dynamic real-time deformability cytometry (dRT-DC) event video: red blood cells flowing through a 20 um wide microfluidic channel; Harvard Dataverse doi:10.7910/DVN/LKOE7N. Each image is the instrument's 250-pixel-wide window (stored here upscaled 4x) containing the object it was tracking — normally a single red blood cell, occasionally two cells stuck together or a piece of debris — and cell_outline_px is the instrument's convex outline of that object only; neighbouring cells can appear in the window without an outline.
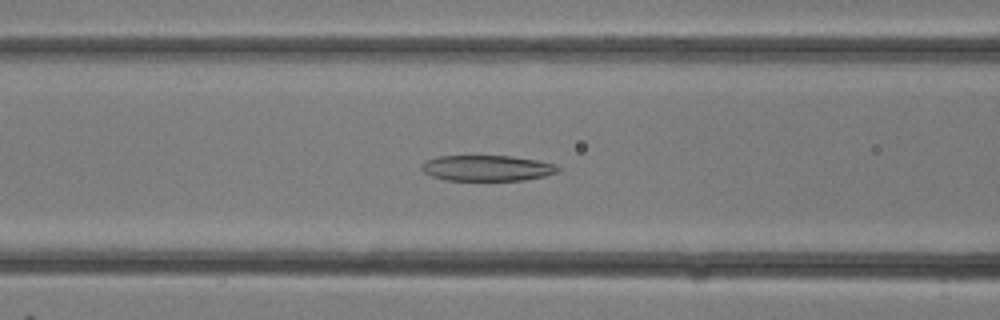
{"species": "common noctule bat (a hibernating species)", "species_latin": "Nyctalus noctula", "temperature_condition": "room temperature", "stored_images_in_passage": 30, "camera_frame_rate_fps": 3000, "um_per_image_px": 0.085, "animal": {"sex": "female"}, "frame": {"image": 1, "passage_image": 12, "time_ms": 3.667, "image_size_px": [1000, 320], "cell_outline_px": [[560, 172], [544, 176], [524, 180], [448, 180], [432, 176], [424, 172], [420, 168], [420, 164], [428, 160], [440, 156], [512, 156], [536, 160], [556, 164], [560, 168]], "centroid_in_image_um": [41.43, 14.29], "position_along_channel_um": 125.2, "area_um2": 20.4}}
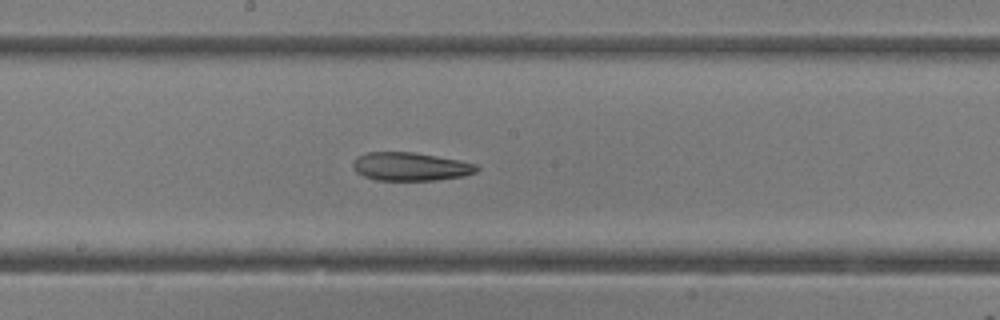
{"frame": {"image": 2, "passage_image": 16, "time_ms": 5.0, "image_size_px": [1000, 320], "cell_outline_px": [[480, 168], [476, 172], [464, 176], [436, 180], [376, 180], [364, 176], [356, 172], [352, 168], [352, 164], [356, 156], [368, 152], [412, 152], [460, 160], [476, 164]], "centroid_in_image_um": [34.88, 14.16], "position_along_channel_um": 213.3, "area_um2": 20.52}}
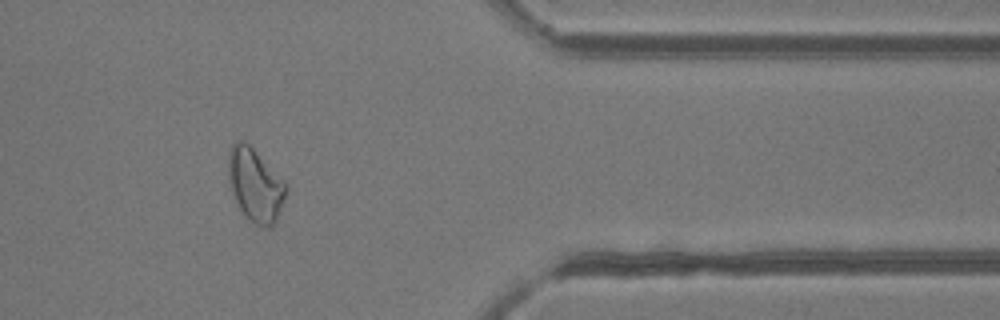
{"frame": {"image": 3, "passage_image": 25, "time_ms": 8.0, "image_size_px": [1000, 320], "cell_outline_px": [[288, 188], [276, 224], [268, 228], [264, 228], [248, 220], [236, 204], [228, 180], [228, 152], [232, 144], [236, 140], [240, 140], [248, 144], [288, 184]], "centroid_in_image_um": [21.7, 15.76], "position_along_channel_um": 389.7, "area_um2": 24.85}}